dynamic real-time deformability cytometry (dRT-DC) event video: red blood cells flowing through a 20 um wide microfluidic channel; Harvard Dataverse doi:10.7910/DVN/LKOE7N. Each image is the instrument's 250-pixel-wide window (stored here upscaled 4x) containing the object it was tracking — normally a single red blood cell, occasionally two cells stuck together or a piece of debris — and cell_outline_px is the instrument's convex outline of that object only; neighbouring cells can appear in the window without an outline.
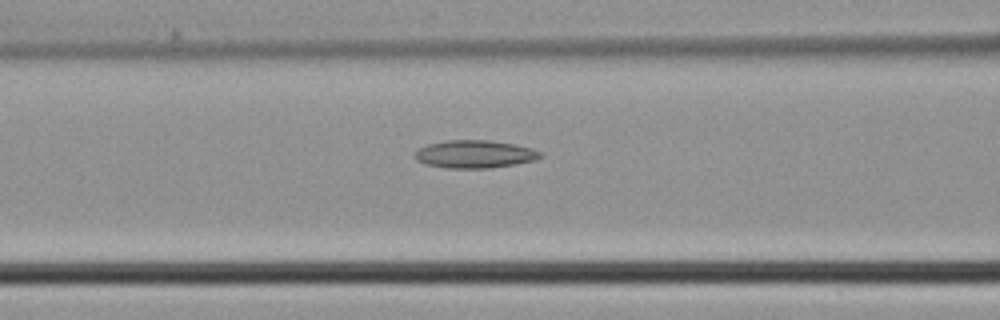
{"species": "common noctule bat (a hibernating species)", "species_latin": "Nyctalus noctula", "temperature_condition": "cold", "stored_images_in_passage": 6, "segment_of_instrument_passage": [2, 2], "camera_frame_rate_fps": 3000, "um_per_image_px": 0.085, "animal": {"sex": "male", "body_mass_g": 21.5, "forearm_length_mm": 52.0}, "frame": {"image": 1, "passage_image": 6, "time_ms": 1.667, "image_size_px": [1000, 320], "cell_outline_px": [[544, 156], [536, 160], [516, 164], [488, 168], [444, 168], [428, 164], [416, 160], [412, 156], [420, 148], [428, 144], [444, 140], [488, 140], [516, 144], [532, 148], [540, 152]], "centroid_in_image_um": [40.37, 13.1], "position_along_channel_um": 126.2, "area_um2": 20.46}}